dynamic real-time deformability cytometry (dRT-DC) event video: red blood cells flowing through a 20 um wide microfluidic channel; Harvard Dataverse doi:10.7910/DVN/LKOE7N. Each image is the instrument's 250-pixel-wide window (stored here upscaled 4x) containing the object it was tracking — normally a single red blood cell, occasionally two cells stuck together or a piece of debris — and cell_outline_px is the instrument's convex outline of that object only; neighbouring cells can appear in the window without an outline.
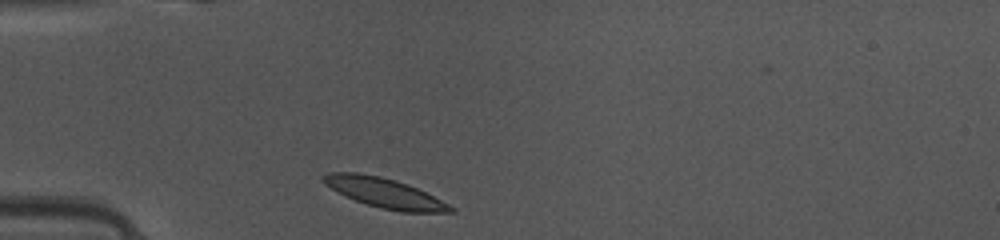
{"species": "common noctule bat (a hibernating species)", "species_latin": "Nyctalus noctula", "temperature_condition": "warm", "stored_images_in_passage": 35, "camera_frame_rate_fps": 3000, "um_per_image_px": 0.085, "animal": {"sex": "female", "body_mass_g": 10.0, "forearm_length_mm": 53.1}, "frame": {"image": 1, "passage_image": 1, "time_ms": 0.0, "image_size_px": [1000, 240], "cell_outline_px": [[456, 212], [400, 212], [380, 208], [344, 196], [324, 184], [320, 180], [320, 176], [328, 172], [356, 172], [380, 176], [396, 180], [408, 184], [456, 208]], "centroid_in_image_um": [32.63, 16.38], "position_along_channel_um": 52.4, "area_um2": 22.02}}
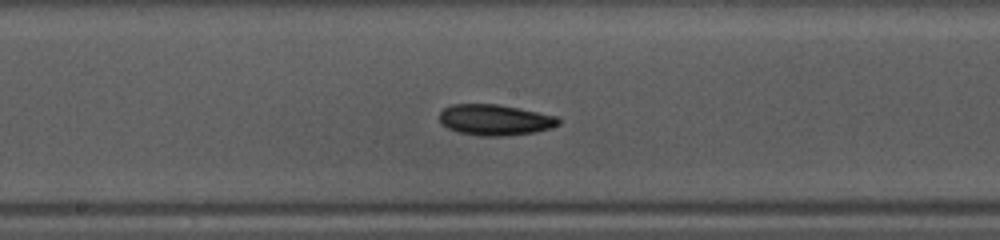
{"frame": {"image": 2, "passage_image": 13, "time_ms": 4.0, "image_size_px": [1000, 240], "cell_outline_px": [[560, 124], [552, 128], [536, 132], [504, 136], [480, 136], [456, 132], [440, 124], [440, 112], [444, 108], [452, 104], [496, 104], [556, 116], [560, 120]], "centroid_in_image_um": [42.05, 10.2], "position_along_channel_um": 206.2, "area_um2": 21.44}}
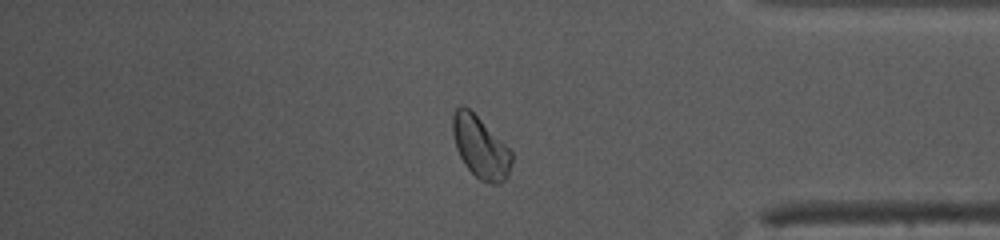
{"frame": {"image": 3, "passage_image": 28, "time_ms": 9.0, "image_size_px": [1000, 240], "cell_outline_px": [[512, 160], [508, 176], [500, 184], [492, 184], [480, 180], [464, 164], [456, 148], [452, 132], [452, 116], [456, 108], [460, 104], [468, 108], [512, 152]], "centroid_in_image_um": [40.82, 12.54], "position_along_channel_um": 394.4, "area_um2": 20.87}, "authors_computed_cell_mechanics": {"area_um2": 21.2704, "velocity_mm_per_s": 4.1208, "shape_relaxation_time_tau1_ms": 2.0506, "shape_relaxation_time_tau2_ms": 4.3936, "deformation_change_tau1": 0.1102, "deformation_change_tau2": 0.0747}}